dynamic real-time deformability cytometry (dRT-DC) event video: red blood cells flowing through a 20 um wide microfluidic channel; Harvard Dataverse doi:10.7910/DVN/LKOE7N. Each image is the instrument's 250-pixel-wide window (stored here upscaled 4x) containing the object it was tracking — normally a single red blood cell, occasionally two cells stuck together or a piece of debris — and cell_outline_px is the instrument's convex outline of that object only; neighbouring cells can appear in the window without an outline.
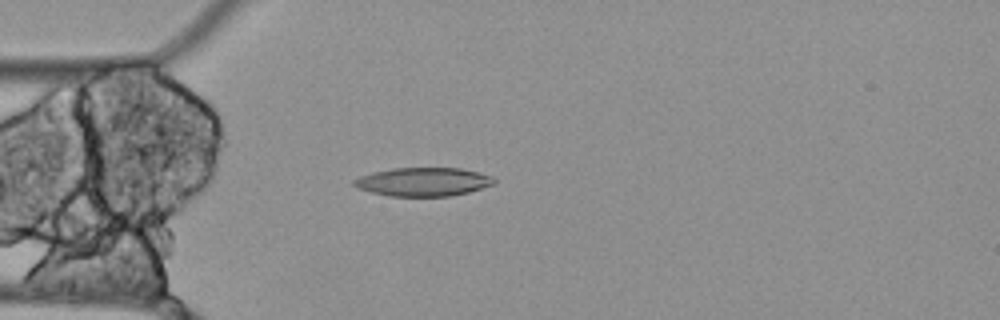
{"species": "Egyptian fruit bat (a non-hibernating species)", "species_latin": "Rousettus aegyptiacus", "temperature_condition": "cold", "stored_images_in_passage": 56, "camera_frame_rate_fps": 3000, "um_per_image_px": 0.085, "animal": {"sex": "female"}, "frame": {"image": 1, "passage_image": 15, "time_ms": 4.667, "image_size_px": [1000, 320], "cell_outline_px": [[496, 184], [468, 192], [452, 196], [388, 196], [372, 192], [360, 188], [352, 184], [352, 180], [360, 176], [372, 172], [392, 168], [460, 168], [492, 176], [496, 180]], "centroid_in_image_um": [35.98, 15.45], "position_along_channel_um": 49.0, "area_um2": 23.35}}
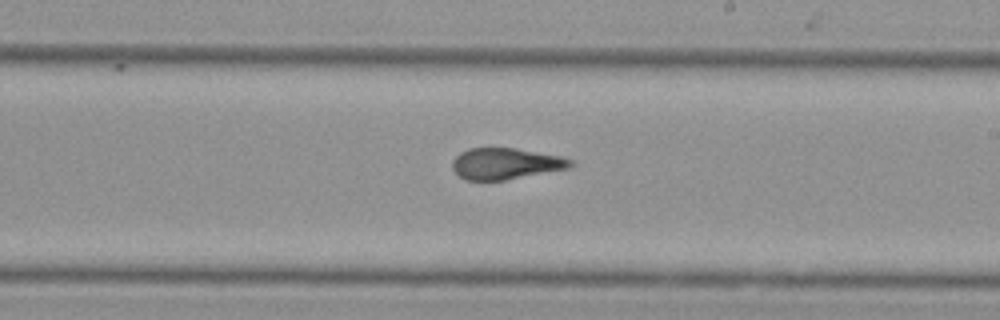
{"frame": {"image": 2, "passage_image": 32, "time_ms": 10.333, "image_size_px": [1000, 320], "cell_outline_px": [[576, 164], [572, 168], [504, 180], [464, 180], [452, 168], [452, 160], [460, 152], [468, 148], [516, 148], [560, 156], [572, 160]], "centroid_in_image_um": [43.0, 13.91], "position_along_channel_um": 246.0, "area_um2": 21.68}}
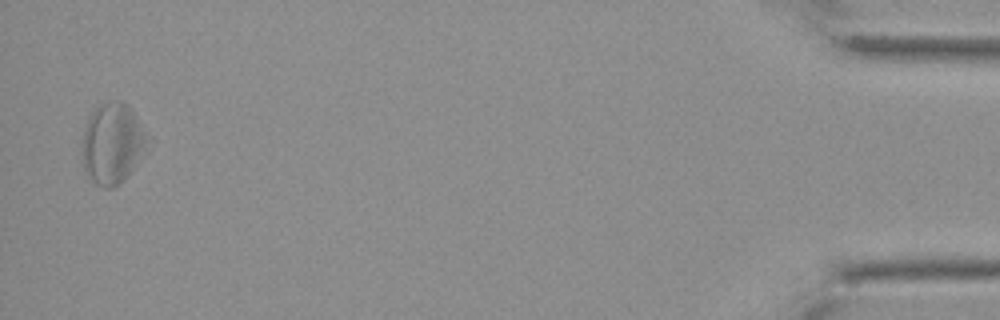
{"frame": {"image": 3, "passage_image": 55, "time_ms": 18.0, "image_size_px": [1000, 320], "cell_outline_px": [[152, 140], [132, 168], [112, 188], [104, 188], [96, 184], [88, 176], [84, 168], [84, 128], [92, 112], [100, 104], [112, 100], [120, 100], [128, 104]], "centroid_in_image_um": [9.59, 12.14], "position_along_channel_um": 425.6, "area_um2": 30.11}, "authors_computed_cell_mechanics": {"area_um2": 23.8425, "velocity_mm_per_s": 3.47, "shape_relaxation_time_tau1_ms": null, "shape_relaxation_time_tau2_ms": 2.6184, "deformation_change_tau1": null, "deformation_change_tau2": 0.114}}